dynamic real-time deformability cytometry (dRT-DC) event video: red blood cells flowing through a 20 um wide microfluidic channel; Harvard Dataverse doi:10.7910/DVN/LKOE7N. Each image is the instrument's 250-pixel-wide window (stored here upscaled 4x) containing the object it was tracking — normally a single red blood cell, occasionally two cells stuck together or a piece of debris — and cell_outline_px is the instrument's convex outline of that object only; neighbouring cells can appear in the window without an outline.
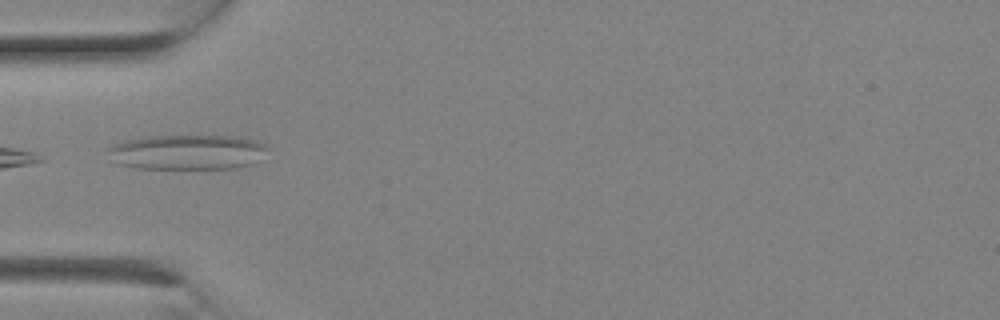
{"species": "Egyptian fruit bat (a non-hibernating species)", "species_latin": "Rousettus aegyptiacus", "temperature_condition": "room temperature", "stored_images_in_passage": 2, "camera_frame_rate_fps": 3000, "um_per_image_px": 0.085, "animal": {"sex": "female"}, "frame": {"image": 1, "passage_image": 2, "time_ms": 0.333, "image_size_px": [1000, 320], "cell_outline_px": [[268, 148], [252, 164], [232, 168], [136, 168], [116, 164], [104, 148], [112, 144], [124, 140], [144, 136], [240, 136], [256, 140], [264, 144]], "centroid_in_image_um": [15.83, 12.91], "position_along_channel_um": 69.2, "area_um2": 32.66}}